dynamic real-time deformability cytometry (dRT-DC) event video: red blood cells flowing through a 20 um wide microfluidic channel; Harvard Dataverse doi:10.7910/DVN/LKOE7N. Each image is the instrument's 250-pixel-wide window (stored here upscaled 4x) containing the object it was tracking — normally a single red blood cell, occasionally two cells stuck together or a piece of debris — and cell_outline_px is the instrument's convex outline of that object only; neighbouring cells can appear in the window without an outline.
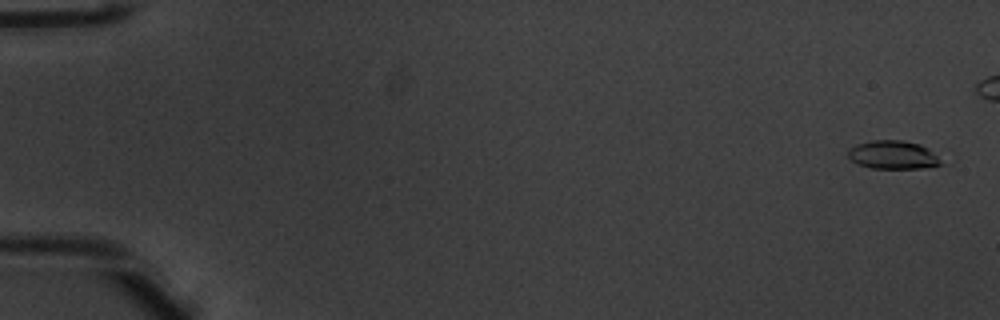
{"species": "common noctule bat (a hibernating species)", "species_latin": "Nyctalus noctula", "temperature_condition": "warm", "stored_images_in_passage": 47, "camera_frame_rate_fps": 3000, "um_per_image_px": 0.085, "animal": {"sex": "male", "body_mass_g": 20.1, "forearm_length_mm": 53.5}, "frame": {"image": 1, "passage_image": 2, "time_ms": 0.333, "image_size_px": [1000, 320], "cell_outline_px": [[940, 164], [924, 168], [872, 168], [860, 164], [852, 160], [848, 156], [848, 148], [856, 144], [872, 140], [904, 140], [920, 144], [928, 148], [940, 160]], "centroid_in_image_um": [75.87, 13.15], "position_along_channel_um": 9.1, "area_um2": 15.2}}
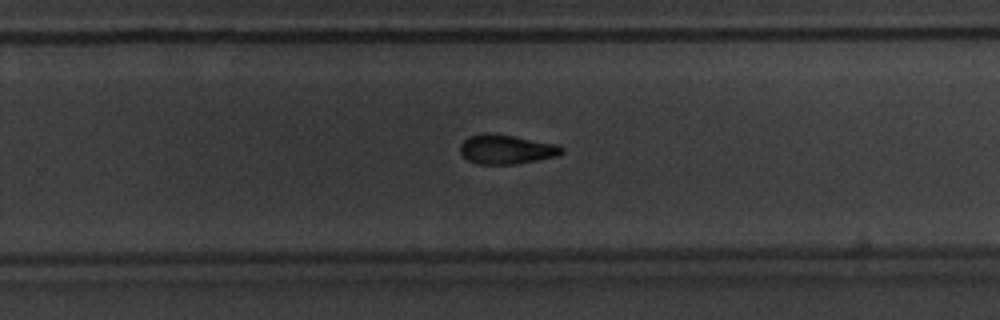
{"frame": {"image": 2, "passage_image": 35, "time_ms": 11.333, "image_size_px": [1000, 320], "cell_outline_px": [[564, 152], [556, 156], [516, 164], [480, 164], [468, 160], [460, 152], [460, 144], [468, 136], [484, 132], [488, 132], [512, 136], [556, 144], [564, 148]], "centroid_in_image_um": [43.01, 12.68], "position_along_channel_um": 286.8, "area_um2": 17.28}}
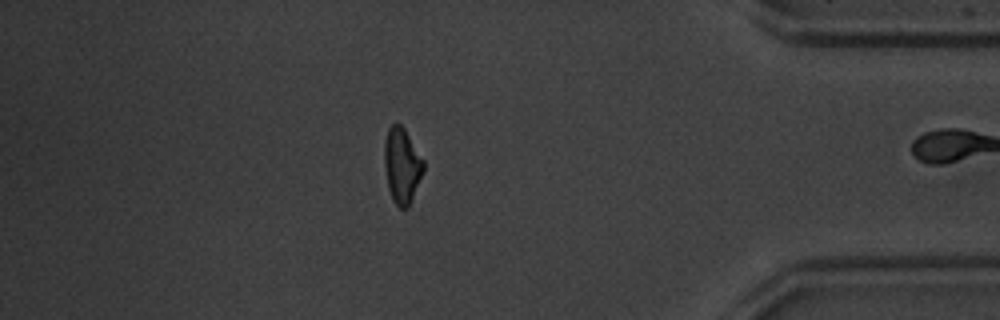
{"frame": {"image": 3, "passage_image": 46, "time_ms": 15.0, "image_size_px": [1000, 320], "cell_outline_px": [[424, 172], [408, 208], [400, 208], [392, 200], [388, 188], [384, 164], [384, 140], [388, 128], [396, 120], [404, 128], [424, 160]], "centroid_in_image_um": [34.16, 14.05], "position_along_channel_um": 401.0, "area_um2": 17.46}}